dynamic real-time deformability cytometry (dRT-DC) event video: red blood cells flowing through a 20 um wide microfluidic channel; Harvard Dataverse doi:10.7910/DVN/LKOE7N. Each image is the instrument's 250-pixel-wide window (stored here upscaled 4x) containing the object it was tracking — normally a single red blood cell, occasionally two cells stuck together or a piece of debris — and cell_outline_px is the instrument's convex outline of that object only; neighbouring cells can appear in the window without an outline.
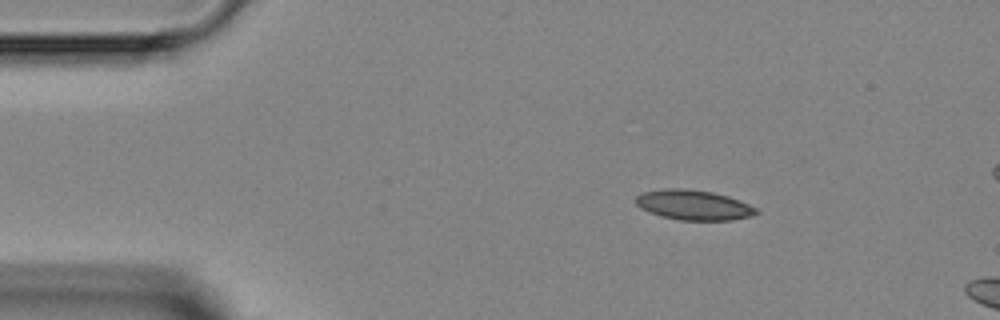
{"species": "Egyptian fruit bat (a non-hibernating species)", "species_latin": "Rousettus aegyptiacus", "temperature_condition": "room temperature", "stored_images_in_passage": 2, "camera_frame_rate_fps": 3000, "um_per_image_px": 0.085, "animal": {"sex": "female"}, "frame": {"image": 1, "passage_image": 1, "time_ms": 0.0, "image_size_px": [1000, 320], "cell_outline_px": [[760, 212], [752, 216], [732, 220], [680, 220], [660, 216], [640, 208], [636, 204], [636, 196], [640, 192], [664, 188], [688, 188], [712, 192], [728, 196], [748, 204], [756, 208]], "centroid_in_image_um": [58.93, 17.41], "position_along_channel_um": 26.1, "area_um2": 21.21}}